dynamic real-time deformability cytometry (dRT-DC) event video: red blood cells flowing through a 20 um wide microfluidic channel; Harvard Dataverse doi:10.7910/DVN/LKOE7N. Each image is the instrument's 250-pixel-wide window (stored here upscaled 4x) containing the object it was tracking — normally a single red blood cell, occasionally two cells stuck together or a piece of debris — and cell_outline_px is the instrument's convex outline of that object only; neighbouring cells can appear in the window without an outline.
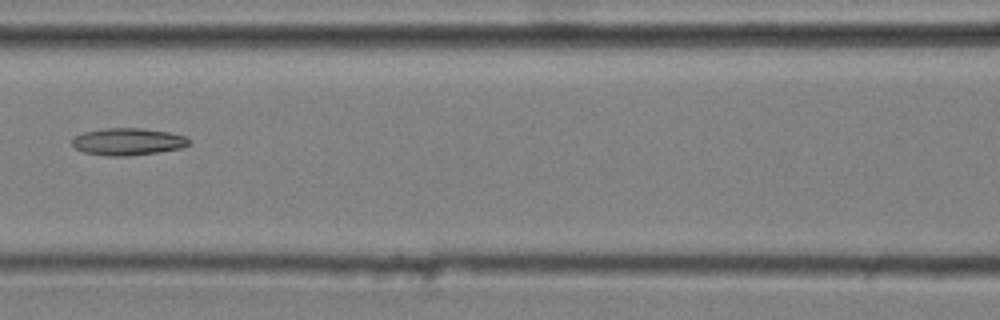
{"species": "common noctule bat (a hibernating species)", "species_latin": "Nyctalus noctula", "temperature_condition": "cold", "stored_images_in_passage": 8, "camera_frame_rate_fps": 3000, "um_per_image_px": 0.085, "animal": {"sex": "male", "body_mass_g": 20.4}, "frame": {"image": 1, "passage_image": 6, "time_ms": 1.667, "image_size_px": [1000, 320], "cell_outline_px": [[188, 144], [184, 148], [132, 156], [108, 156], [84, 152], [76, 148], [72, 144], [72, 136], [84, 132], [108, 128], [140, 128], [168, 132], [184, 136], [188, 140]], "centroid_in_image_um": [10.85, 12.05], "position_along_channel_um": 155.8, "area_um2": 18.44}}
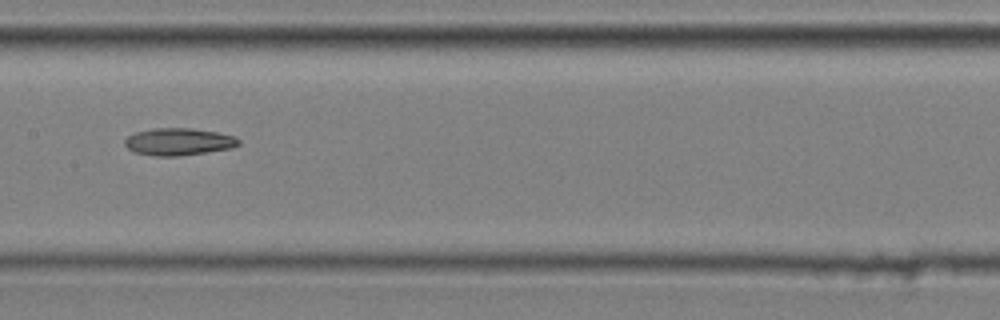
{"frame": {"image": 2, "passage_image": 7, "time_ms": 2.0, "image_size_px": [1000, 320], "cell_outline_px": [[240, 144], [232, 148], [180, 156], [152, 156], [132, 152], [124, 144], [124, 140], [128, 136], [136, 132], [152, 128], [192, 128], [216, 132], [236, 136], [240, 140]], "centroid_in_image_um": [15.17, 12.05], "position_along_channel_um": 192.2, "area_um2": 18.26}}
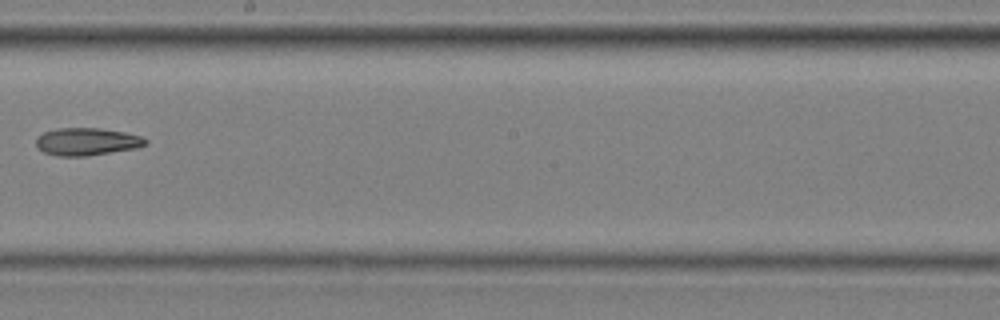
{"frame": {"image": 3, "passage_image": 8, "time_ms": 2.333, "image_size_px": [1000, 320], "cell_outline_px": [[148, 144], [136, 148], [88, 156], [56, 156], [44, 152], [36, 144], [36, 136], [44, 132], [60, 128], [100, 128], [124, 132], [140, 136], [148, 140]], "centroid_in_image_um": [7.39, 12.04], "position_along_channel_um": 240.8, "area_um2": 17.57}}